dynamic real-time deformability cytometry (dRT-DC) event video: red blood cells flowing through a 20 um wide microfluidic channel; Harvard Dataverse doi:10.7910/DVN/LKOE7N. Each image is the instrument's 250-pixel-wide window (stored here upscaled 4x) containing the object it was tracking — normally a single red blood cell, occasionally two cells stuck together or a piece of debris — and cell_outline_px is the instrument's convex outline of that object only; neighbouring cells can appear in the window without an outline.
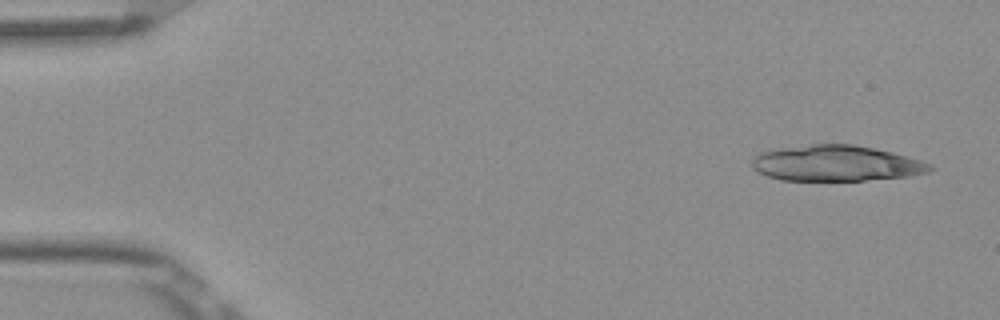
{"species": "Egyptian fruit bat (a non-hibernating species)", "species_latin": "Rousettus aegyptiacus", "temperature_condition": "room temperature", "stored_images_in_passage": 9, "camera_frame_rate_fps": 3000, "um_per_image_px": 0.085, "frame": {"image": 1, "passage_image": 1, "time_ms": 0.0, "image_size_px": [1000, 320], "cell_outline_px": [[936, 168], [932, 172], [908, 176], [864, 180], [780, 180], [768, 176], [752, 168], [752, 160], [756, 152], [780, 148], [812, 144], [852, 144], [892, 152], [920, 160], [932, 164]], "centroid_in_image_um": [71.08, 13.88], "position_along_channel_um": 13.9, "area_um2": 37.17}}
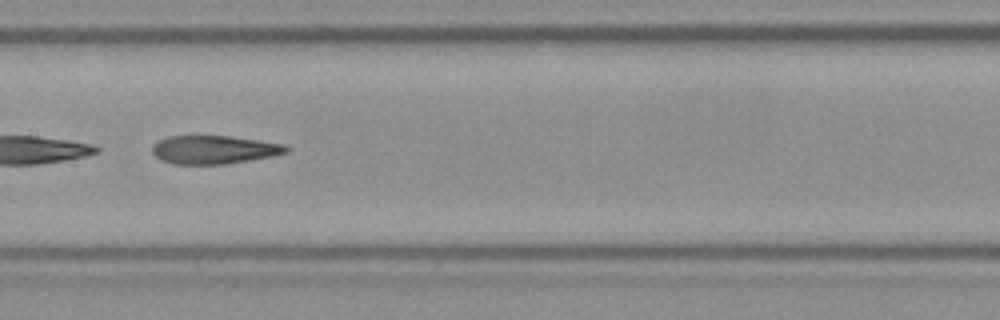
{"frame": {"image": 2, "passage_image": 7, "time_ms": 2.0, "image_size_px": [1000, 320], "cell_outline_px": [[292, 148], [288, 152], [272, 156], [228, 164], [172, 164], [160, 160], [152, 152], [152, 144], [168, 136], [228, 136], [260, 140], [284, 144]], "centroid_in_image_um": [18.21, 12.72], "position_along_channel_um": 189.2, "area_um2": 22.31}}
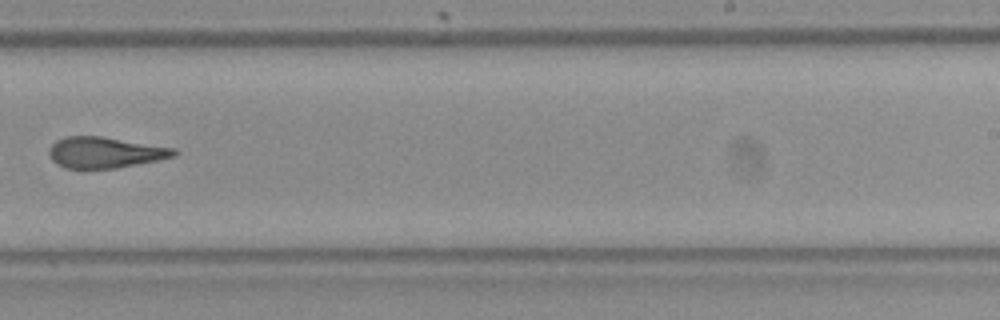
{"frame": {"image": 3, "passage_image": 9, "time_ms": 2.667, "image_size_px": [1000, 320], "cell_outline_px": [[180, 152], [176, 156], [116, 168], [64, 168], [56, 164], [52, 160], [48, 152], [48, 148], [56, 140], [64, 136], [100, 136], [176, 148]], "centroid_in_image_um": [8.91, 12.95], "position_along_channel_um": 280.1, "area_um2": 22.6}}